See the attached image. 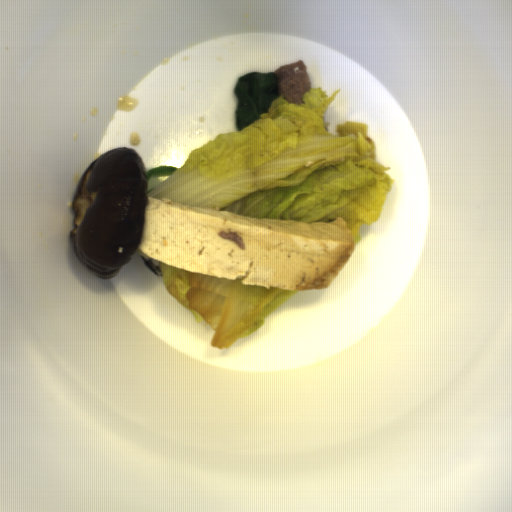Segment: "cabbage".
<instances>
[{"mask_svg":"<svg viewBox=\"0 0 512 512\" xmlns=\"http://www.w3.org/2000/svg\"><path fill=\"white\" fill-rule=\"evenodd\" d=\"M160 268L168 293L197 323L208 324L214 333L211 347L219 350L259 331L267 317L300 291L243 285L241 278L223 279L161 262Z\"/></svg>","mask_w":512,"mask_h":512,"instance_id":"2","label":"cabbage"},{"mask_svg":"<svg viewBox=\"0 0 512 512\" xmlns=\"http://www.w3.org/2000/svg\"><path fill=\"white\" fill-rule=\"evenodd\" d=\"M341 90L310 88L301 105L279 96L242 131L218 134L147 197L257 219L330 223L342 218L354 245L383 213L394 178L376 160L368 124L329 132L325 113Z\"/></svg>","mask_w":512,"mask_h":512,"instance_id":"1","label":"cabbage"}]
</instances>
